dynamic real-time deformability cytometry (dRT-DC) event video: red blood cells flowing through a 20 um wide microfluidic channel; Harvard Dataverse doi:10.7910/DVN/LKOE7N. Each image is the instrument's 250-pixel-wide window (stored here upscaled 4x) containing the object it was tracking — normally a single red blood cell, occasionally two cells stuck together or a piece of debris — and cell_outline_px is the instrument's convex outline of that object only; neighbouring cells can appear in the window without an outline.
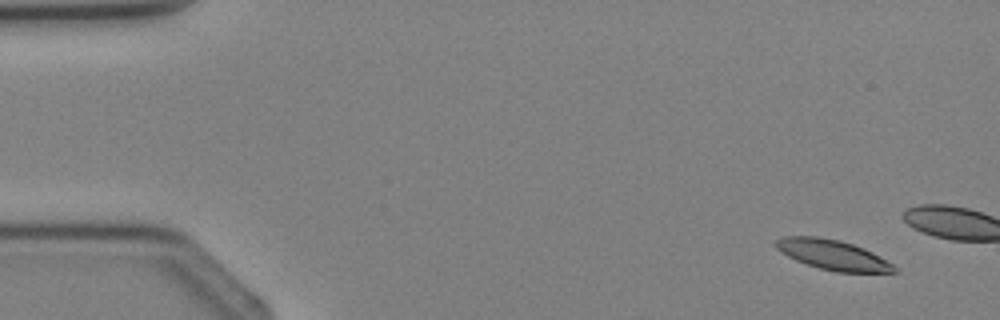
{"species": "Egyptian fruit bat (a non-hibernating species)", "species_latin": "Rousettus aegyptiacus", "temperature_condition": "cold", "stored_images_in_passage": 5, "camera_frame_rate_fps": 3000, "um_per_image_px": 0.085, "animal": {"sex": "female"}, "frame": {"image": 1, "passage_image": 1, "time_ms": 0.0, "image_size_px": [1000, 320], "cell_outline_px": [[900, 272], [836, 272], [820, 268], [796, 260], [780, 252], [776, 248], [776, 240], [784, 236], [820, 236], [840, 240], [852, 244], [872, 252], [892, 264]], "centroid_in_image_um": [70.77, 21.65], "position_along_channel_um": 14.2, "area_um2": 20.46}}